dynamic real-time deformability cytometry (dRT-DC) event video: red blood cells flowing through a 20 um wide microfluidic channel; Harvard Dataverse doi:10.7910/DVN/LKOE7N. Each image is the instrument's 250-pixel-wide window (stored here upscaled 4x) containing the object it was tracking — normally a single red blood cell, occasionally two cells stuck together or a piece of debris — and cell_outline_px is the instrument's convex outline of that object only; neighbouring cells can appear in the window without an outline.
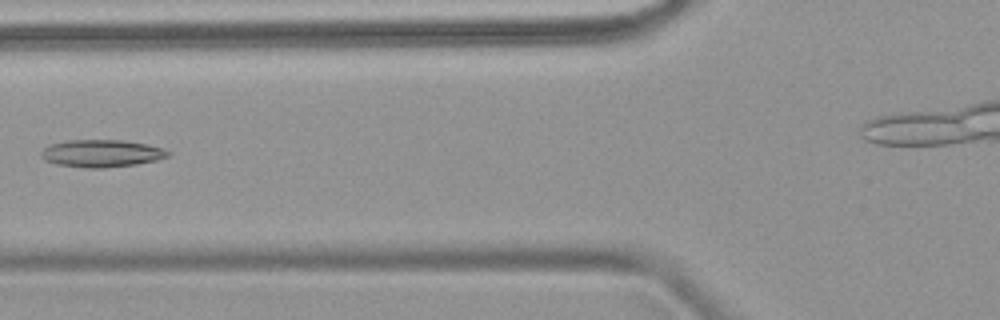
{"species": "common noctule bat (a hibernating species)", "species_latin": "Nyctalus noctula", "temperature_condition": "warm", "stored_images_in_passage": 5, "camera_frame_rate_fps": 3000, "um_per_image_px": 0.085, "animal": {"sex": "female", "body_mass_g": 18.4}, "frame": {"image": 1, "passage_image": 5, "time_ms": 4.667, "image_size_px": [1000, 320], "cell_outline_px": [[172, 152], [168, 156], [156, 160], [136, 164], [104, 168], [88, 168], [56, 164], [44, 160], [40, 156], [40, 152], [44, 148], [52, 144], [68, 140], [124, 140], [148, 144], [164, 148]], "centroid_in_image_um": [8.65, 13.03], "position_along_channel_um": 117.2, "area_um2": 20.35}}